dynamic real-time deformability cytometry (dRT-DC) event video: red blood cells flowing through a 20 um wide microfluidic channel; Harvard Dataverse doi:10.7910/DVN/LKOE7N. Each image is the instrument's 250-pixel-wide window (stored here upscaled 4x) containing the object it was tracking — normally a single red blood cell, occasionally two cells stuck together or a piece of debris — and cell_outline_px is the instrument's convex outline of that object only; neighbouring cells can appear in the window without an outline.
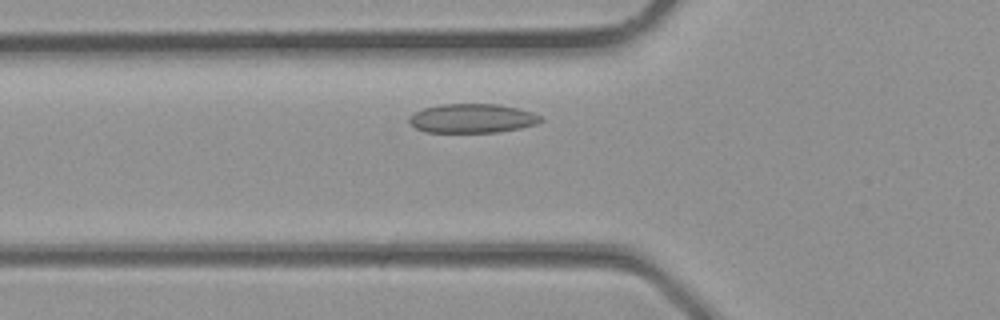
{"species": "common noctule bat (a hibernating species)", "species_latin": "Nyctalus noctula", "temperature_condition": "room temperature", "stored_images_in_passage": 22, "camera_frame_rate_fps": 3000, "um_per_image_px": 0.085, "animal": {"sex": "male", "body_mass_g": 23.1, "forearm_length_mm": 52.7}, "frame": {"image": 1, "passage_image": 2, "time_ms": 0.333, "image_size_px": [1000, 320], "cell_outline_px": [[544, 120], [536, 124], [520, 128], [496, 132], [428, 132], [416, 128], [408, 120], [408, 116], [424, 108], [440, 104], [500, 104], [532, 112], [540, 116]], "centroid_in_image_um": [40.14, 10.06], "position_along_channel_um": 85.7, "area_um2": 22.2}}
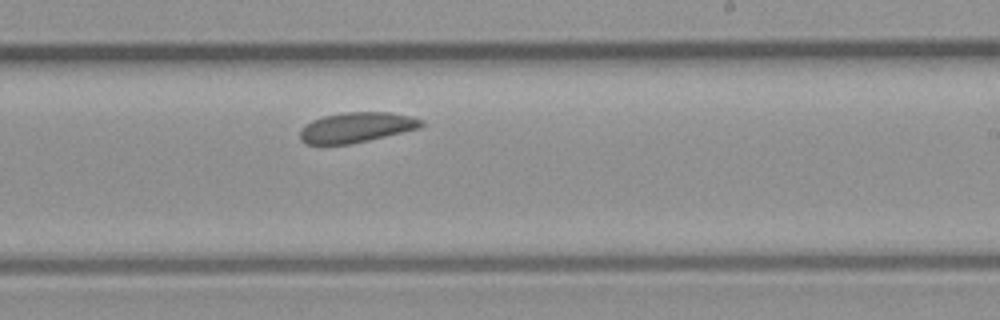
{"frame": {"image": 2, "passage_image": 11, "time_ms": 3.333, "image_size_px": [1000, 320], "cell_outline_px": [[424, 124], [420, 128], [352, 144], [304, 144], [300, 140], [300, 128], [304, 124], [312, 120], [324, 116], [344, 112], [388, 112], [412, 116], [424, 120]], "centroid_in_image_um": [30.28, 10.83], "position_along_channel_um": 258.7, "area_um2": 21.5}}
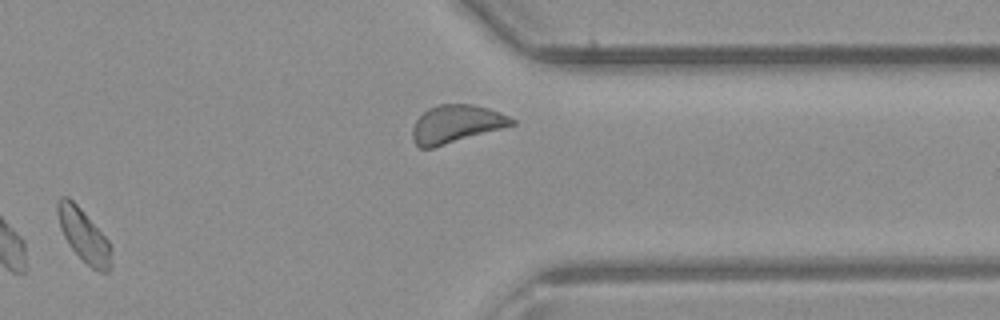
{"frame": {"image": 3, "passage_image": 17, "time_ms": 5.333, "image_size_px": [1000, 320], "cell_outline_px": [[112, 268], [108, 272], [100, 272], [92, 268], [68, 244], [60, 228], [56, 212], [56, 204], [60, 196], [68, 196], [80, 208], [108, 240], [112, 248]], "centroid_in_image_um": [7.13, 20.01], "position_along_channel_um": 404.3, "area_um2": 16.53}}